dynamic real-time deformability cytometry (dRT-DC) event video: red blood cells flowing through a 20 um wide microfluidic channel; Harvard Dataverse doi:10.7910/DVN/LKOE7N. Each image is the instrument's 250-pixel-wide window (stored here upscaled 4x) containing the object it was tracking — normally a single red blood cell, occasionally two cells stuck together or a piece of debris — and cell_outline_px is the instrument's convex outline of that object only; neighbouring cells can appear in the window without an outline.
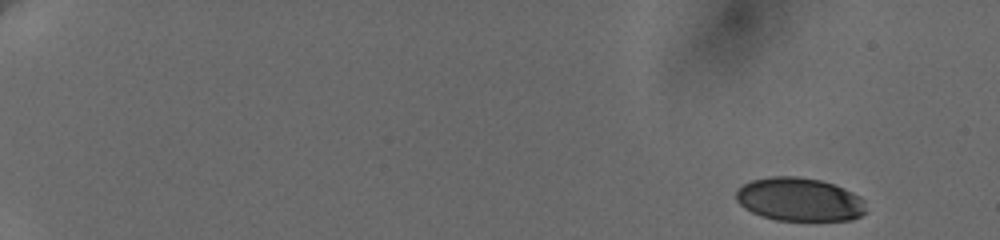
{"species": "human", "species_latin": "Homo sapiens", "temperature_condition": "cold", "stored_images_in_passage": 55, "camera_frame_rate_fps": 3000, "um_per_image_px": 0.085, "donor": {"sex": "female"}, "frame": {"image": 1, "passage_image": 1, "time_ms": 0.0, "image_size_px": [1000, 240], "cell_outline_px": [[868, 212], [852, 220], [776, 220], [752, 212], [744, 208], [736, 200], [736, 188], [752, 180], [772, 176], [796, 176], [820, 180], [844, 188], [860, 196], [864, 200]], "centroid_in_image_um": [67.97, 16.95], "position_along_channel_um": 17.0, "area_um2": 33.0}}
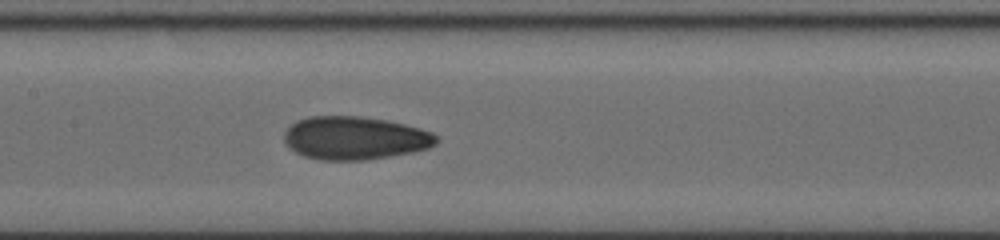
{"frame": {"image": 2, "passage_image": 29, "time_ms": 9.333, "image_size_px": [1000, 240], "cell_outline_px": [[440, 140], [436, 144], [428, 148], [412, 152], [364, 160], [320, 160], [304, 156], [288, 148], [284, 144], [284, 132], [296, 120], [308, 116], [356, 116], [388, 120], [420, 128], [432, 132]], "centroid_in_image_um": [30.14, 11.73], "position_along_channel_um": 177.3, "area_um2": 38.44}}
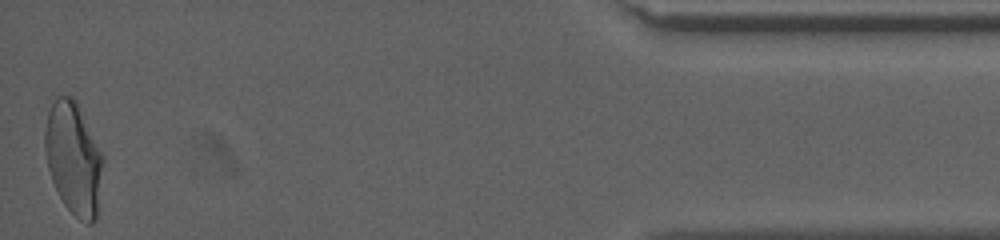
{"frame": {"image": 3, "passage_image": 55, "time_ms": 18.0, "image_size_px": [1000, 240], "cell_outline_px": [[104, 160], [96, 220], [92, 224], [88, 224], [80, 220], [64, 204], [52, 180], [48, 168], [44, 148], [44, 132], [48, 112], [56, 96], [72, 96], [76, 100], [104, 156]], "centroid_in_image_um": [6.26, 13.45], "position_along_channel_um": 428.9, "area_um2": 38.09}, "authors_computed_cell_mechanics": {"area_um2": 36.2406, "velocity_mm_per_s": 3.6561, "shape_relaxation_time_tau1_ms": 6.3943, "shape_relaxation_time_tau2_ms": 1.684, "deformation_change_tau1": 0.1761, "deformation_change_tau2": 0.0761}}